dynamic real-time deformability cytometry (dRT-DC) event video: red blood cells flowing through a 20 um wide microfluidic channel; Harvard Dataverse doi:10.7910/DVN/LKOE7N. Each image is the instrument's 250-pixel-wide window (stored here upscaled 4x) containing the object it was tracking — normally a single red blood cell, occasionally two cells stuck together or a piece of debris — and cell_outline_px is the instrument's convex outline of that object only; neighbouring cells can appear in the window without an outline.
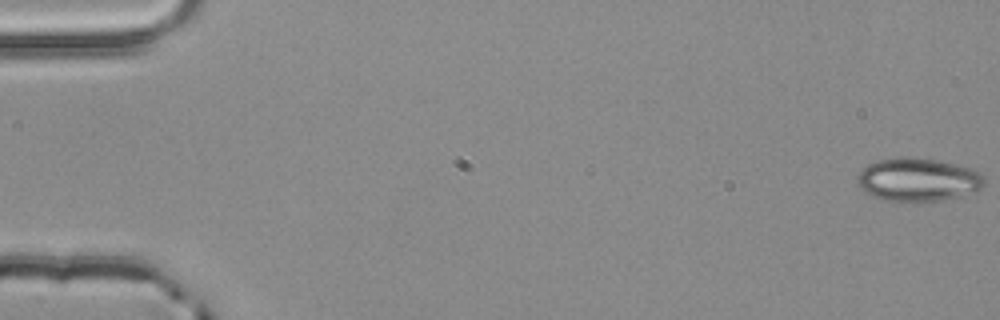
{"species": "common noctule bat (a hibernating species)", "species_latin": "Nyctalus noctula", "temperature_condition": "room temperature", "stored_images_in_passage": 4, "camera_frame_rate_fps": 3000, "um_per_image_px": 0.085, "animal": {"sex": "male", "body_mass_g": 20.4}, "frame": {"image": 1, "passage_image": 1, "time_ms": 0.0, "image_size_px": [1000, 320], "cell_outline_px": [[984, 188], [976, 192], [944, 200], [884, 200], [872, 196], [864, 192], [860, 188], [856, 180], [860, 172], [868, 164], [876, 160], [896, 156], [912, 156], [940, 160], [968, 168], [980, 172], [984, 176]], "centroid_in_image_um": [78.03, 15.24], "position_along_channel_um": 7.0, "area_um2": 32.25}}